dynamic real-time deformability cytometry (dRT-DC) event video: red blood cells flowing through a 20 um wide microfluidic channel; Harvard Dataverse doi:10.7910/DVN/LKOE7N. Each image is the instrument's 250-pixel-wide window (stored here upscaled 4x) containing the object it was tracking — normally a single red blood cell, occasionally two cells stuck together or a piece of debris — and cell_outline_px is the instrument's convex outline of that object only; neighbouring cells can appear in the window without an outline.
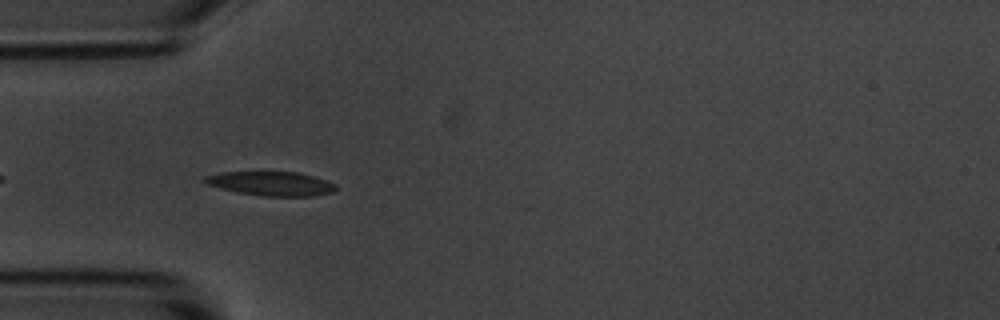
{"species": "common noctule bat (a hibernating species)", "species_latin": "Nyctalus noctula", "temperature_condition": "room temperature", "stored_images_in_passage": 4, "camera_frame_rate_fps": 3000, "um_per_image_px": 0.085, "animal": {"sex": "male", "body_mass_g": 20.1, "forearm_length_mm": 53.5}, "frame": {"image": 1, "passage_image": 4, "time_ms": 3.333, "image_size_px": [1000, 320], "cell_outline_px": [[336, 188], [332, 192], [312, 196], [264, 196], [240, 192], [220, 188], [208, 184], [204, 180], [204, 176], [220, 172], [260, 168], [296, 172], [312, 176], [336, 184]], "centroid_in_image_um": [22.98, 15.54], "position_along_channel_um": 62.0, "area_um2": 19.19}}